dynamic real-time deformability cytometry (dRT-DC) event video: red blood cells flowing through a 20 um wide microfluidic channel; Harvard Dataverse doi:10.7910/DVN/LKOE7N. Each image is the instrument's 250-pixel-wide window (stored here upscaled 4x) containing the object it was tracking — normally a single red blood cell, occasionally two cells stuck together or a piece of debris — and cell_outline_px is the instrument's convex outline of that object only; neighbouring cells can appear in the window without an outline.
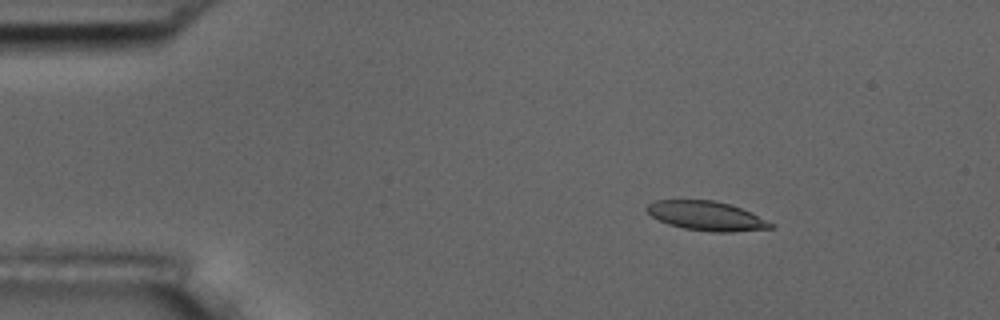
{"species": "common noctule bat (a hibernating species)", "species_latin": "Nyctalus noctula", "temperature_condition": "room temperature", "stored_images_in_passage": 4, "camera_frame_rate_fps": 3000, "um_per_image_px": 0.085, "animal": {"sex": "male", "body_mass_g": 17.5, "forearm_length_mm": 52.3}, "frame": {"image": 1, "passage_image": 2, "time_ms": 1.0, "image_size_px": [1000, 320], "cell_outline_px": [[776, 224], [772, 228], [732, 232], [712, 232], [684, 228], [668, 224], [652, 216], [644, 208], [648, 204], [656, 200], [712, 200], [732, 204]], "centroid_in_image_um": [60.06, 18.35], "position_along_channel_um": 24.9, "area_um2": 21.1}}